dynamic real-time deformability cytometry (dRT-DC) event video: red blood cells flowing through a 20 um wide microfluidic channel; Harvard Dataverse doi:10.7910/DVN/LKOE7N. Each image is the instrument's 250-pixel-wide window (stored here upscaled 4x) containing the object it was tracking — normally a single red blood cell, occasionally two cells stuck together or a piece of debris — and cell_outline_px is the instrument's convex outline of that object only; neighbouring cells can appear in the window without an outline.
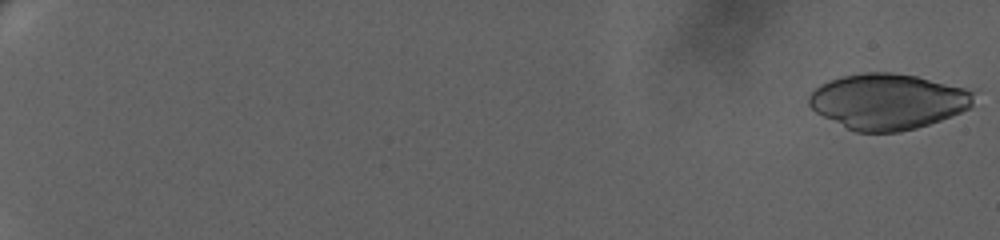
{"species": "human", "species_latin": "Homo sapiens", "temperature_condition": "warm", "stored_images_in_passage": 25, "camera_frame_rate_fps": 3000, "um_per_image_px": 0.085, "donor": {"sex": "female"}, "frame": {"image": 1, "passage_image": 1, "time_ms": 0.0, "image_size_px": [1000, 240], "cell_outline_px": [[976, 88], [972, 104], [968, 108], [960, 112], [940, 120], [916, 128], [900, 132], [856, 132], [816, 112], [808, 104], [808, 96], [820, 84], [828, 80], [840, 76], [864, 72], [892, 72], [916, 76]], "centroid_in_image_um": [75.51, 8.59], "position_along_channel_um": 9.5, "area_um2": 53.87}}
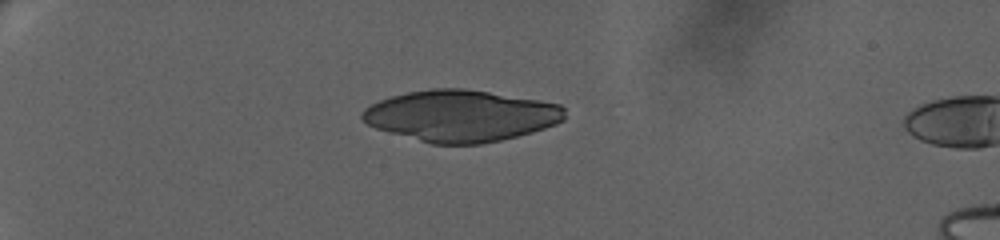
{"frame": {"image": 2, "passage_image": 21, "time_ms": 6.667, "image_size_px": [1000, 240], "cell_outline_px": [[564, 120], [556, 124], [532, 132], [500, 140], [480, 144], [432, 144], [388, 132], [376, 128], [368, 124], [360, 116], [360, 112], [364, 108], [388, 96], [408, 92], [432, 88], [464, 88], [540, 100], [560, 104], [564, 108]], "centroid_in_image_um": [39.15, 9.83], "position_along_channel_um": 45.8, "area_um2": 60.69}}